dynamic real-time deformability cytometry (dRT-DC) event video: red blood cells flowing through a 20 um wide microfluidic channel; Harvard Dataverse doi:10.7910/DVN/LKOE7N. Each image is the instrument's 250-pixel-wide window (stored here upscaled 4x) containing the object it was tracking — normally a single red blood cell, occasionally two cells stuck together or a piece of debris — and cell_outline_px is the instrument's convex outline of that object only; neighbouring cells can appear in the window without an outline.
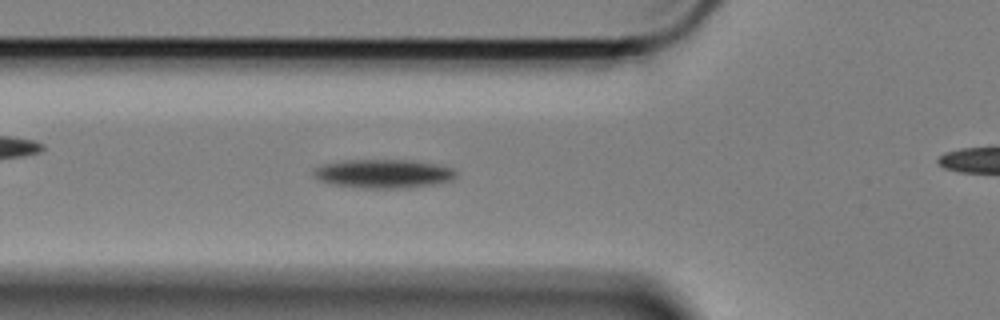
{"species": "Egyptian fruit bat (a non-hibernating species)", "species_latin": "Rousettus aegyptiacus", "temperature_condition": "cold", "stored_images_in_passage": 49, "camera_frame_rate_fps": 3000, "um_per_image_px": 0.085, "animal": {"sex": "female"}, "frame": {"image": 1, "passage_image": 9, "time_ms": 2.667, "image_size_px": [1000, 320], "cell_outline_px": [[456, 176], [452, 180], [440, 184], [408, 188], [360, 188], [328, 184], [312, 176], [312, 172], [316, 168], [324, 164], [348, 160], [404, 160], [432, 164], [452, 168], [456, 172]], "centroid_in_image_um": [32.57, 14.79], "position_along_channel_um": 93.2, "area_um2": 23.93}}
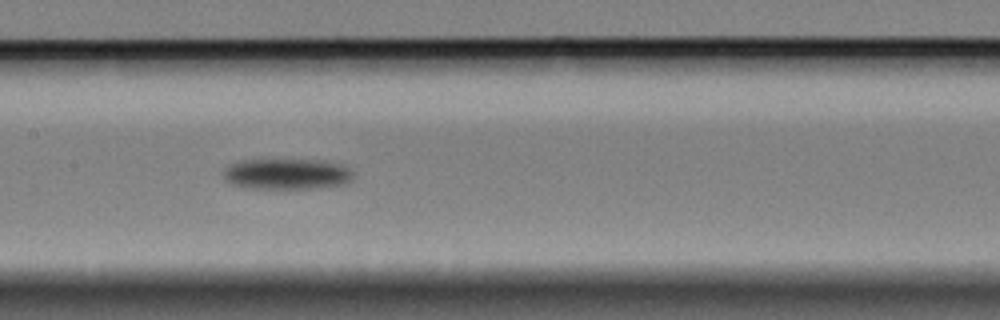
{"frame": {"image": 2, "passage_image": 17, "time_ms": 5.333, "image_size_px": [1000, 320], "cell_outline_px": [[352, 180], [348, 184], [316, 188], [244, 188], [232, 184], [224, 180], [224, 168], [232, 164], [244, 160], [324, 160], [344, 164], [352, 172]], "centroid_in_image_um": [24.42, 14.79], "position_along_channel_um": 183.0, "area_um2": 23.47}}
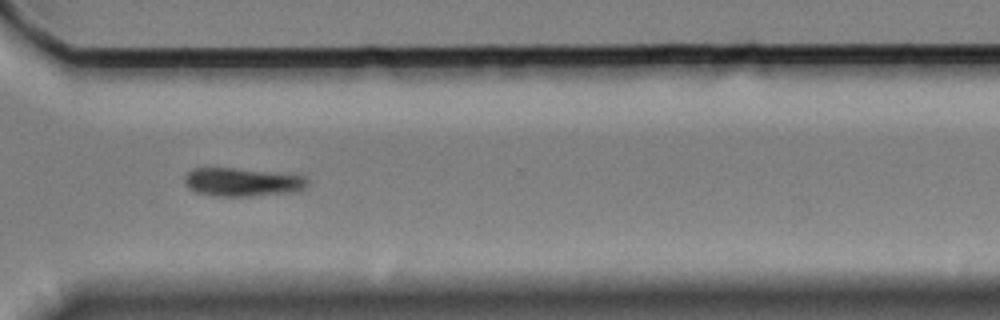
{"frame": {"image": 3, "passage_image": 32, "time_ms": 10.333, "image_size_px": [1000, 320], "cell_outline_px": [[308, 184], [304, 188], [292, 192], [248, 196], [212, 196], [196, 192], [188, 188], [184, 180], [184, 176], [192, 168], [232, 168], [304, 176], [308, 180]], "centroid_in_image_um": [20.53, 15.48], "position_along_channel_um": 350.1, "area_um2": 20.11}, "authors_computed_cell_mechanics": {"area_um2": 22.1952, "velocity_mm_per_s": 3.3498, "shape_relaxation_time_tau1_ms": 1.234, "shape_relaxation_time_tau2_ms": null, "deformation_change_tau1": 0.0545, "deformation_change_tau2": null}}